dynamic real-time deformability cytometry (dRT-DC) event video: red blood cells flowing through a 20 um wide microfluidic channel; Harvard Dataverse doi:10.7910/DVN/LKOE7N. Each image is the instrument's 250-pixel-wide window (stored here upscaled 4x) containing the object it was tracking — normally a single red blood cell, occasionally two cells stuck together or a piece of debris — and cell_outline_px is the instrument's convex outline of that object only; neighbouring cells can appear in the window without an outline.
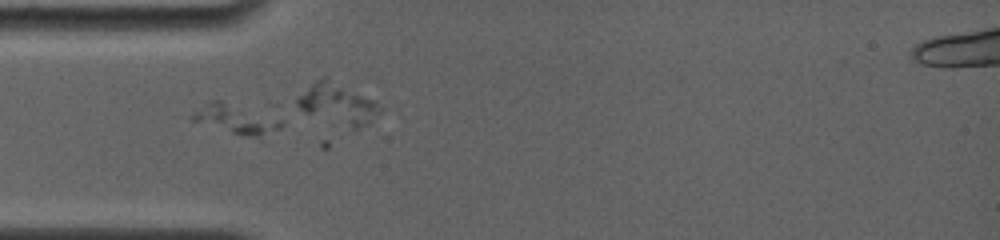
{"species": "common noctule bat (a hibernating species)", "species_latin": "Nyctalus noctula", "temperature_condition": "room temperature", "stored_images_in_passage": 7, "camera_frame_rate_fps": 4000, "um_per_image_px": 0.085, "animal": {"sex": "female", "body_mass_g": 19.0, "forearm_length_mm": 56.7}, "frame": {"image": 1, "passage_image": 6, "time_ms": 4.0, "image_size_px": [1000, 240], "cell_outline_px": [[284, 124], [280, 128], [256, 136], [252, 136], [232, 132], [192, 120], [192, 116], [196, 112], [212, 100], [220, 100], [284, 120]], "centroid_in_image_um": [20.11, 10.1], "position_along_channel_um": 64.9, "area_um2": 14.05}}